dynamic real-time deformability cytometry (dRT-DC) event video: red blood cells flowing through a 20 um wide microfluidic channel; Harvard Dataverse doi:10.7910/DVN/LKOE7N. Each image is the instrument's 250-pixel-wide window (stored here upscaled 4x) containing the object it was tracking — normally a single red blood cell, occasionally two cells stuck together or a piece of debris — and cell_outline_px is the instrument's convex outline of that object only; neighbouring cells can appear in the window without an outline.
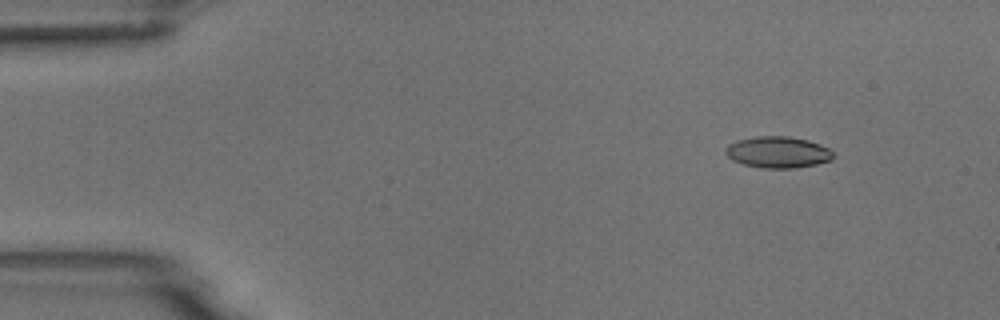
{"species": "common noctule bat (a hibernating species)", "species_latin": "Nyctalus noctula", "temperature_condition": "room temperature", "stored_images_in_passage": 4, "camera_frame_rate_fps": 3000, "um_per_image_px": 0.085, "animal": {"sex": "male", "body_mass_g": 18.8}, "frame": {"image": 1, "passage_image": 2, "time_ms": 0.333, "image_size_px": [1000, 320], "cell_outline_px": [[836, 156], [832, 160], [816, 164], [792, 168], [764, 168], [744, 164], [732, 160], [724, 152], [724, 148], [728, 144], [736, 140], [756, 136], [788, 136], [808, 140], [820, 144], [828, 148]], "centroid_in_image_um": [66.11, 12.93], "position_along_channel_um": 18.9, "area_um2": 19.83}}